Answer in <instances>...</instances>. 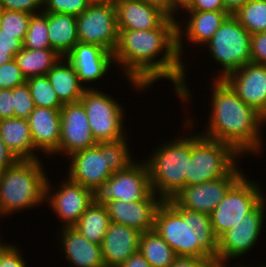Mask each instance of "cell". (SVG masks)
I'll return each instance as SVG.
<instances>
[{"label":"cell","mask_w":266,"mask_h":267,"mask_svg":"<svg viewBox=\"0 0 266 267\" xmlns=\"http://www.w3.org/2000/svg\"><path fill=\"white\" fill-rule=\"evenodd\" d=\"M177 21L168 16L154 29L118 30L113 56L115 65L121 67L127 81L138 92L147 91L161 79L170 80L177 97L187 104L192 96L185 79L188 67L177 51Z\"/></svg>","instance_id":"obj_1"},{"label":"cell","mask_w":266,"mask_h":267,"mask_svg":"<svg viewBox=\"0 0 266 267\" xmlns=\"http://www.w3.org/2000/svg\"><path fill=\"white\" fill-rule=\"evenodd\" d=\"M212 80L211 113L200 134L229 144L241 156L258 155L265 146L261 129L266 119L245 104L224 80Z\"/></svg>","instance_id":"obj_2"},{"label":"cell","mask_w":266,"mask_h":267,"mask_svg":"<svg viewBox=\"0 0 266 267\" xmlns=\"http://www.w3.org/2000/svg\"><path fill=\"white\" fill-rule=\"evenodd\" d=\"M154 230L177 257L217 260L218 238L208 214L181 208L169 199L157 208Z\"/></svg>","instance_id":"obj_3"},{"label":"cell","mask_w":266,"mask_h":267,"mask_svg":"<svg viewBox=\"0 0 266 267\" xmlns=\"http://www.w3.org/2000/svg\"><path fill=\"white\" fill-rule=\"evenodd\" d=\"M128 137L98 142L95 146L74 152L67 157L70 158L67 176L97 194L114 172L125 170L136 161L131 154Z\"/></svg>","instance_id":"obj_4"},{"label":"cell","mask_w":266,"mask_h":267,"mask_svg":"<svg viewBox=\"0 0 266 267\" xmlns=\"http://www.w3.org/2000/svg\"><path fill=\"white\" fill-rule=\"evenodd\" d=\"M41 160H18L0 172L1 217L34 209L45 203L48 175Z\"/></svg>","instance_id":"obj_5"},{"label":"cell","mask_w":266,"mask_h":267,"mask_svg":"<svg viewBox=\"0 0 266 267\" xmlns=\"http://www.w3.org/2000/svg\"><path fill=\"white\" fill-rule=\"evenodd\" d=\"M157 147L144 161L148 167L152 191L166 201L187 186L191 134L186 136L183 134L173 141L162 142Z\"/></svg>","instance_id":"obj_6"},{"label":"cell","mask_w":266,"mask_h":267,"mask_svg":"<svg viewBox=\"0 0 266 267\" xmlns=\"http://www.w3.org/2000/svg\"><path fill=\"white\" fill-rule=\"evenodd\" d=\"M195 134L192 132L191 135L187 185L227 177L239 165L238 160L242 156L232 146L200 133Z\"/></svg>","instance_id":"obj_7"},{"label":"cell","mask_w":266,"mask_h":267,"mask_svg":"<svg viewBox=\"0 0 266 267\" xmlns=\"http://www.w3.org/2000/svg\"><path fill=\"white\" fill-rule=\"evenodd\" d=\"M251 34L234 15H229L205 44L209 56L221 70L214 79L223 80L228 74L251 63Z\"/></svg>","instance_id":"obj_8"},{"label":"cell","mask_w":266,"mask_h":267,"mask_svg":"<svg viewBox=\"0 0 266 267\" xmlns=\"http://www.w3.org/2000/svg\"><path fill=\"white\" fill-rule=\"evenodd\" d=\"M86 89L80 102L85 108L90 129L96 142L116 141L128 134L124 123L125 109L116 98L93 86ZM116 99V100H115ZM125 113V114H124Z\"/></svg>","instance_id":"obj_9"},{"label":"cell","mask_w":266,"mask_h":267,"mask_svg":"<svg viewBox=\"0 0 266 267\" xmlns=\"http://www.w3.org/2000/svg\"><path fill=\"white\" fill-rule=\"evenodd\" d=\"M260 185L243 175L229 189L210 214L212 228L217 238L227 230L234 228L265 198Z\"/></svg>","instance_id":"obj_10"},{"label":"cell","mask_w":266,"mask_h":267,"mask_svg":"<svg viewBox=\"0 0 266 267\" xmlns=\"http://www.w3.org/2000/svg\"><path fill=\"white\" fill-rule=\"evenodd\" d=\"M76 24L79 42L114 52L119 34L115 4L92 2L84 13L76 16Z\"/></svg>","instance_id":"obj_11"},{"label":"cell","mask_w":266,"mask_h":267,"mask_svg":"<svg viewBox=\"0 0 266 267\" xmlns=\"http://www.w3.org/2000/svg\"><path fill=\"white\" fill-rule=\"evenodd\" d=\"M266 198L251 212L244 216L232 229L227 230L218 238L217 260L228 262L250 252L260 239L264 230Z\"/></svg>","instance_id":"obj_12"},{"label":"cell","mask_w":266,"mask_h":267,"mask_svg":"<svg viewBox=\"0 0 266 267\" xmlns=\"http://www.w3.org/2000/svg\"><path fill=\"white\" fill-rule=\"evenodd\" d=\"M58 185L55 188L50 179H47L45 203L49 204V208L59 217L62 228L73 227L96 199V194L68 176Z\"/></svg>","instance_id":"obj_13"},{"label":"cell","mask_w":266,"mask_h":267,"mask_svg":"<svg viewBox=\"0 0 266 267\" xmlns=\"http://www.w3.org/2000/svg\"><path fill=\"white\" fill-rule=\"evenodd\" d=\"M136 160L127 169L114 172L96 194L97 200H144L151 192L149 171L143 160Z\"/></svg>","instance_id":"obj_14"},{"label":"cell","mask_w":266,"mask_h":267,"mask_svg":"<svg viewBox=\"0 0 266 267\" xmlns=\"http://www.w3.org/2000/svg\"><path fill=\"white\" fill-rule=\"evenodd\" d=\"M244 175L238 165L227 177L185 186L172 199L181 207L210 215L229 189Z\"/></svg>","instance_id":"obj_15"},{"label":"cell","mask_w":266,"mask_h":267,"mask_svg":"<svg viewBox=\"0 0 266 267\" xmlns=\"http://www.w3.org/2000/svg\"><path fill=\"white\" fill-rule=\"evenodd\" d=\"M60 115L61 136L55 156L61 154L69 157L74 152L97 144L92 135L85 108L80 101L64 104Z\"/></svg>","instance_id":"obj_16"},{"label":"cell","mask_w":266,"mask_h":267,"mask_svg":"<svg viewBox=\"0 0 266 267\" xmlns=\"http://www.w3.org/2000/svg\"><path fill=\"white\" fill-rule=\"evenodd\" d=\"M223 80L245 104L266 119V65L247 63Z\"/></svg>","instance_id":"obj_17"},{"label":"cell","mask_w":266,"mask_h":267,"mask_svg":"<svg viewBox=\"0 0 266 267\" xmlns=\"http://www.w3.org/2000/svg\"><path fill=\"white\" fill-rule=\"evenodd\" d=\"M108 211L111 222L134 228L141 233L154 229L155 214L163 200L153 191L141 201L98 200Z\"/></svg>","instance_id":"obj_18"},{"label":"cell","mask_w":266,"mask_h":267,"mask_svg":"<svg viewBox=\"0 0 266 267\" xmlns=\"http://www.w3.org/2000/svg\"><path fill=\"white\" fill-rule=\"evenodd\" d=\"M65 58L71 63L86 89H93L90 87L91 83L101 80L115 65L113 53L99 45L82 42H78Z\"/></svg>","instance_id":"obj_19"},{"label":"cell","mask_w":266,"mask_h":267,"mask_svg":"<svg viewBox=\"0 0 266 267\" xmlns=\"http://www.w3.org/2000/svg\"><path fill=\"white\" fill-rule=\"evenodd\" d=\"M187 14L186 22L183 23L182 19L177 21V51L181 60L185 52L183 40H188V43L192 42L191 44H196V46L200 44L199 46L204 45L203 47H205L224 20L231 15L229 12L219 11L187 12Z\"/></svg>","instance_id":"obj_20"},{"label":"cell","mask_w":266,"mask_h":267,"mask_svg":"<svg viewBox=\"0 0 266 267\" xmlns=\"http://www.w3.org/2000/svg\"><path fill=\"white\" fill-rule=\"evenodd\" d=\"M61 108L35 107L28 117L35 151L54 156L61 136Z\"/></svg>","instance_id":"obj_21"},{"label":"cell","mask_w":266,"mask_h":267,"mask_svg":"<svg viewBox=\"0 0 266 267\" xmlns=\"http://www.w3.org/2000/svg\"><path fill=\"white\" fill-rule=\"evenodd\" d=\"M141 232L123 224L110 222L101 242L105 267H118L139 251Z\"/></svg>","instance_id":"obj_22"},{"label":"cell","mask_w":266,"mask_h":267,"mask_svg":"<svg viewBox=\"0 0 266 267\" xmlns=\"http://www.w3.org/2000/svg\"><path fill=\"white\" fill-rule=\"evenodd\" d=\"M58 237L59 251L71 267H105L101 245L88 241L75 228H61Z\"/></svg>","instance_id":"obj_23"},{"label":"cell","mask_w":266,"mask_h":267,"mask_svg":"<svg viewBox=\"0 0 266 267\" xmlns=\"http://www.w3.org/2000/svg\"><path fill=\"white\" fill-rule=\"evenodd\" d=\"M118 30L157 28L168 15L160 8L141 0H116Z\"/></svg>","instance_id":"obj_24"},{"label":"cell","mask_w":266,"mask_h":267,"mask_svg":"<svg viewBox=\"0 0 266 267\" xmlns=\"http://www.w3.org/2000/svg\"><path fill=\"white\" fill-rule=\"evenodd\" d=\"M0 137L18 160L41 159L35 151L27 119H1Z\"/></svg>","instance_id":"obj_25"},{"label":"cell","mask_w":266,"mask_h":267,"mask_svg":"<svg viewBox=\"0 0 266 267\" xmlns=\"http://www.w3.org/2000/svg\"><path fill=\"white\" fill-rule=\"evenodd\" d=\"M46 76L63 104L78 102L86 90L79 81L75 69L65 57H61Z\"/></svg>","instance_id":"obj_26"},{"label":"cell","mask_w":266,"mask_h":267,"mask_svg":"<svg viewBox=\"0 0 266 267\" xmlns=\"http://www.w3.org/2000/svg\"><path fill=\"white\" fill-rule=\"evenodd\" d=\"M49 42L53 50L65 57L79 42L76 16L64 13H47Z\"/></svg>","instance_id":"obj_27"},{"label":"cell","mask_w":266,"mask_h":267,"mask_svg":"<svg viewBox=\"0 0 266 267\" xmlns=\"http://www.w3.org/2000/svg\"><path fill=\"white\" fill-rule=\"evenodd\" d=\"M110 222L106 206L95 199L73 228L88 241L101 245Z\"/></svg>","instance_id":"obj_28"},{"label":"cell","mask_w":266,"mask_h":267,"mask_svg":"<svg viewBox=\"0 0 266 267\" xmlns=\"http://www.w3.org/2000/svg\"><path fill=\"white\" fill-rule=\"evenodd\" d=\"M22 74L26 78L46 75L61 59L53 49L22 48L14 57Z\"/></svg>","instance_id":"obj_29"},{"label":"cell","mask_w":266,"mask_h":267,"mask_svg":"<svg viewBox=\"0 0 266 267\" xmlns=\"http://www.w3.org/2000/svg\"><path fill=\"white\" fill-rule=\"evenodd\" d=\"M139 251L151 267H171L177 258L174 250L154 229L141 233Z\"/></svg>","instance_id":"obj_30"},{"label":"cell","mask_w":266,"mask_h":267,"mask_svg":"<svg viewBox=\"0 0 266 267\" xmlns=\"http://www.w3.org/2000/svg\"><path fill=\"white\" fill-rule=\"evenodd\" d=\"M234 16L251 35L266 32V2L264 0H248Z\"/></svg>","instance_id":"obj_31"},{"label":"cell","mask_w":266,"mask_h":267,"mask_svg":"<svg viewBox=\"0 0 266 267\" xmlns=\"http://www.w3.org/2000/svg\"><path fill=\"white\" fill-rule=\"evenodd\" d=\"M26 83L29 86L35 107H63L64 104L59 100L46 75L28 78Z\"/></svg>","instance_id":"obj_32"},{"label":"cell","mask_w":266,"mask_h":267,"mask_svg":"<svg viewBox=\"0 0 266 267\" xmlns=\"http://www.w3.org/2000/svg\"><path fill=\"white\" fill-rule=\"evenodd\" d=\"M23 47L31 50L52 49L48 36L47 12L31 15Z\"/></svg>","instance_id":"obj_33"},{"label":"cell","mask_w":266,"mask_h":267,"mask_svg":"<svg viewBox=\"0 0 266 267\" xmlns=\"http://www.w3.org/2000/svg\"><path fill=\"white\" fill-rule=\"evenodd\" d=\"M31 15L27 12L0 10V35L14 36L23 42Z\"/></svg>","instance_id":"obj_34"},{"label":"cell","mask_w":266,"mask_h":267,"mask_svg":"<svg viewBox=\"0 0 266 267\" xmlns=\"http://www.w3.org/2000/svg\"><path fill=\"white\" fill-rule=\"evenodd\" d=\"M90 0H43V12L81 15L89 7Z\"/></svg>","instance_id":"obj_35"},{"label":"cell","mask_w":266,"mask_h":267,"mask_svg":"<svg viewBox=\"0 0 266 267\" xmlns=\"http://www.w3.org/2000/svg\"><path fill=\"white\" fill-rule=\"evenodd\" d=\"M14 102V117L28 119L35 109V104L27 83L12 89Z\"/></svg>","instance_id":"obj_36"},{"label":"cell","mask_w":266,"mask_h":267,"mask_svg":"<svg viewBox=\"0 0 266 267\" xmlns=\"http://www.w3.org/2000/svg\"><path fill=\"white\" fill-rule=\"evenodd\" d=\"M26 83L15 59L0 65V89H13Z\"/></svg>","instance_id":"obj_37"},{"label":"cell","mask_w":266,"mask_h":267,"mask_svg":"<svg viewBox=\"0 0 266 267\" xmlns=\"http://www.w3.org/2000/svg\"><path fill=\"white\" fill-rule=\"evenodd\" d=\"M18 246L0 241V267H27Z\"/></svg>","instance_id":"obj_38"},{"label":"cell","mask_w":266,"mask_h":267,"mask_svg":"<svg viewBox=\"0 0 266 267\" xmlns=\"http://www.w3.org/2000/svg\"><path fill=\"white\" fill-rule=\"evenodd\" d=\"M0 10L36 14L43 11V0H0Z\"/></svg>","instance_id":"obj_39"},{"label":"cell","mask_w":266,"mask_h":267,"mask_svg":"<svg viewBox=\"0 0 266 267\" xmlns=\"http://www.w3.org/2000/svg\"><path fill=\"white\" fill-rule=\"evenodd\" d=\"M251 62L266 65V32L251 35Z\"/></svg>","instance_id":"obj_40"},{"label":"cell","mask_w":266,"mask_h":267,"mask_svg":"<svg viewBox=\"0 0 266 267\" xmlns=\"http://www.w3.org/2000/svg\"><path fill=\"white\" fill-rule=\"evenodd\" d=\"M185 10V11H184ZM198 11H219L228 12L223 5L222 0H192L189 5L183 9V12H198Z\"/></svg>","instance_id":"obj_41"},{"label":"cell","mask_w":266,"mask_h":267,"mask_svg":"<svg viewBox=\"0 0 266 267\" xmlns=\"http://www.w3.org/2000/svg\"><path fill=\"white\" fill-rule=\"evenodd\" d=\"M14 117L12 89H0V120Z\"/></svg>","instance_id":"obj_42"},{"label":"cell","mask_w":266,"mask_h":267,"mask_svg":"<svg viewBox=\"0 0 266 267\" xmlns=\"http://www.w3.org/2000/svg\"><path fill=\"white\" fill-rule=\"evenodd\" d=\"M23 48V42L9 35H0V50L9 51V53L15 57V55Z\"/></svg>","instance_id":"obj_43"},{"label":"cell","mask_w":266,"mask_h":267,"mask_svg":"<svg viewBox=\"0 0 266 267\" xmlns=\"http://www.w3.org/2000/svg\"><path fill=\"white\" fill-rule=\"evenodd\" d=\"M213 259L196 257H177L171 267H207Z\"/></svg>","instance_id":"obj_44"},{"label":"cell","mask_w":266,"mask_h":267,"mask_svg":"<svg viewBox=\"0 0 266 267\" xmlns=\"http://www.w3.org/2000/svg\"><path fill=\"white\" fill-rule=\"evenodd\" d=\"M17 161L16 156L7 148L5 142L0 137V172L13 166Z\"/></svg>","instance_id":"obj_45"},{"label":"cell","mask_w":266,"mask_h":267,"mask_svg":"<svg viewBox=\"0 0 266 267\" xmlns=\"http://www.w3.org/2000/svg\"><path fill=\"white\" fill-rule=\"evenodd\" d=\"M118 267H151L148 261L143 257V255L138 251L130 256L125 262H123Z\"/></svg>","instance_id":"obj_46"},{"label":"cell","mask_w":266,"mask_h":267,"mask_svg":"<svg viewBox=\"0 0 266 267\" xmlns=\"http://www.w3.org/2000/svg\"><path fill=\"white\" fill-rule=\"evenodd\" d=\"M192 0H170V17L178 19L176 13L185 9Z\"/></svg>","instance_id":"obj_47"},{"label":"cell","mask_w":266,"mask_h":267,"mask_svg":"<svg viewBox=\"0 0 266 267\" xmlns=\"http://www.w3.org/2000/svg\"><path fill=\"white\" fill-rule=\"evenodd\" d=\"M248 0H222L224 8L234 15Z\"/></svg>","instance_id":"obj_48"},{"label":"cell","mask_w":266,"mask_h":267,"mask_svg":"<svg viewBox=\"0 0 266 267\" xmlns=\"http://www.w3.org/2000/svg\"><path fill=\"white\" fill-rule=\"evenodd\" d=\"M141 1L160 8L170 17V0H141Z\"/></svg>","instance_id":"obj_49"},{"label":"cell","mask_w":266,"mask_h":267,"mask_svg":"<svg viewBox=\"0 0 266 267\" xmlns=\"http://www.w3.org/2000/svg\"><path fill=\"white\" fill-rule=\"evenodd\" d=\"M12 59H14V57L9 53V51L0 50V65L9 62Z\"/></svg>","instance_id":"obj_50"},{"label":"cell","mask_w":266,"mask_h":267,"mask_svg":"<svg viewBox=\"0 0 266 267\" xmlns=\"http://www.w3.org/2000/svg\"><path fill=\"white\" fill-rule=\"evenodd\" d=\"M207 267H228V262L213 260Z\"/></svg>","instance_id":"obj_51"},{"label":"cell","mask_w":266,"mask_h":267,"mask_svg":"<svg viewBox=\"0 0 266 267\" xmlns=\"http://www.w3.org/2000/svg\"><path fill=\"white\" fill-rule=\"evenodd\" d=\"M91 2L112 3L115 4L116 0H90Z\"/></svg>","instance_id":"obj_52"},{"label":"cell","mask_w":266,"mask_h":267,"mask_svg":"<svg viewBox=\"0 0 266 267\" xmlns=\"http://www.w3.org/2000/svg\"><path fill=\"white\" fill-rule=\"evenodd\" d=\"M240 264H241V263L239 262V263H237L236 265H234V266H232V267H247V266H248V267H251V266H249V265H246V266H245L244 264H243V265H240ZM229 265H231V264H228V267H230Z\"/></svg>","instance_id":"obj_53"},{"label":"cell","mask_w":266,"mask_h":267,"mask_svg":"<svg viewBox=\"0 0 266 267\" xmlns=\"http://www.w3.org/2000/svg\"><path fill=\"white\" fill-rule=\"evenodd\" d=\"M258 267H266V264H264V265H261V266L259 265Z\"/></svg>","instance_id":"obj_54"}]
</instances>
